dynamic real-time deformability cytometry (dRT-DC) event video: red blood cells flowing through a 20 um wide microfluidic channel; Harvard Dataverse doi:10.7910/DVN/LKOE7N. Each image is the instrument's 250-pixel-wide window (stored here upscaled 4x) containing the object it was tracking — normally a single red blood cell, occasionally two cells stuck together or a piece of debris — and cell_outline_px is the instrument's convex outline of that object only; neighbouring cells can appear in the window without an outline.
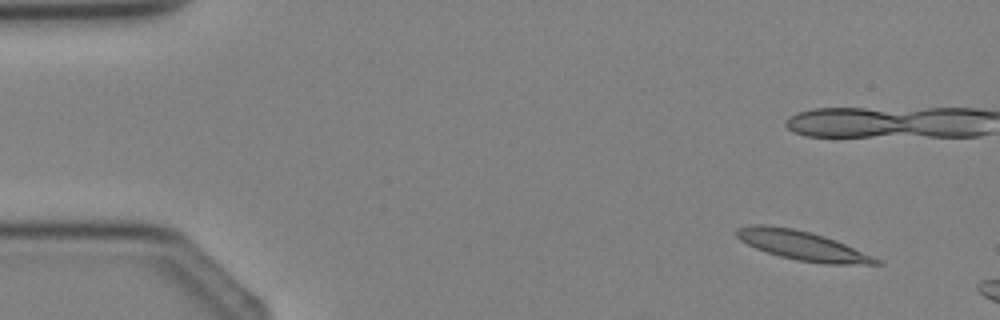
{"species": "Egyptian fruit bat (a non-hibernating species)", "species_latin": "Rousettus aegyptiacus", "temperature_condition": "cold", "stored_images_in_passage": 3, "camera_frame_rate_fps": 3000, "um_per_image_px": 0.085, "animal": {"sex": "female"}, "frame": {"image": 1, "passage_image": 3, "time_ms": 2.333, "image_size_px": [1000, 320], "cell_outline_px": [[884, 264], [824, 264], [796, 260], [780, 256], [756, 248], [740, 240], [736, 236], [736, 228], [752, 224], [768, 224], [792, 228], [824, 236], [836, 240], [872, 256], [880, 260]], "centroid_in_image_um": [68.16, 20.86], "position_along_channel_um": 16.8, "area_um2": 23.58}}